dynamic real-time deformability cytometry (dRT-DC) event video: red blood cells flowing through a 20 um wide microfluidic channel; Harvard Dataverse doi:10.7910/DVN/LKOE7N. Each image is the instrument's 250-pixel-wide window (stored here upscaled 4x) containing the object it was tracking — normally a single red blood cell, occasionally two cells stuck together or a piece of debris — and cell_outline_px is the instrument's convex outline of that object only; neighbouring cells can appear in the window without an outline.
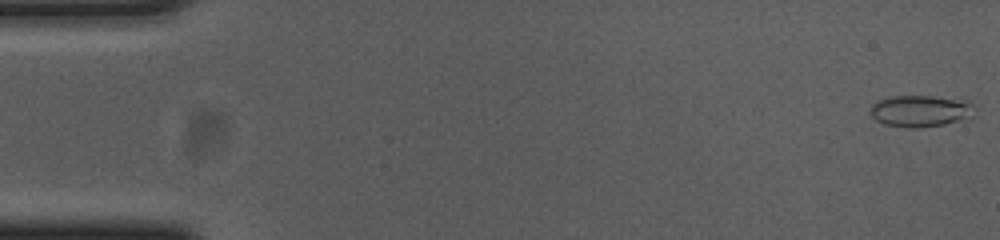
{"species": "common noctule bat (a hibernating species)", "species_latin": "Nyctalus noctula", "temperature_condition": "cold", "stored_images_in_passage": 17, "camera_frame_rate_fps": 3000, "um_per_image_px": 0.085, "animal": {"sex": "female", "body_mass_g": 23.0, "forearm_length_mm": 53.4}, "frame": {"image": 1, "passage_image": 1, "time_ms": 0.0, "image_size_px": [1000, 240], "cell_outline_px": [[976, 116], [972, 120], [916, 128], [912, 128], [884, 124], [876, 120], [868, 112], [872, 104], [880, 100], [892, 96], [932, 96], [972, 100], [976, 108]], "centroid_in_image_um": [78.38, 9.43], "position_along_channel_um": 6.6, "area_um2": 19.94}}
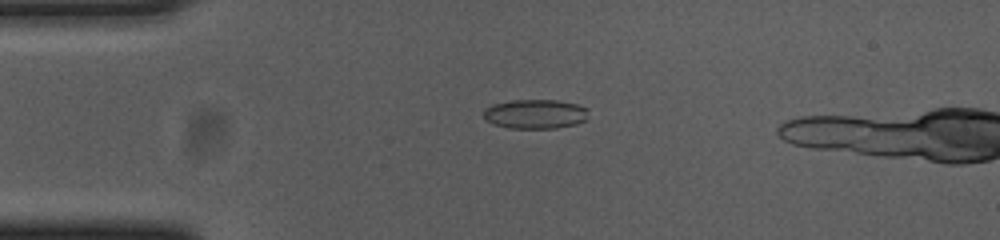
{"frame": {"image": 2, "passage_image": 13, "time_ms": 4.0, "image_size_px": [1000, 240], "cell_outline_px": [[588, 120], [576, 124], [556, 128], [508, 128], [492, 124], [484, 116], [484, 108], [492, 104], [512, 100], [556, 100], [576, 104], [588, 108]], "centroid_in_image_um": [45.52, 9.69], "position_along_channel_um": 39.5, "area_um2": 18.09}}